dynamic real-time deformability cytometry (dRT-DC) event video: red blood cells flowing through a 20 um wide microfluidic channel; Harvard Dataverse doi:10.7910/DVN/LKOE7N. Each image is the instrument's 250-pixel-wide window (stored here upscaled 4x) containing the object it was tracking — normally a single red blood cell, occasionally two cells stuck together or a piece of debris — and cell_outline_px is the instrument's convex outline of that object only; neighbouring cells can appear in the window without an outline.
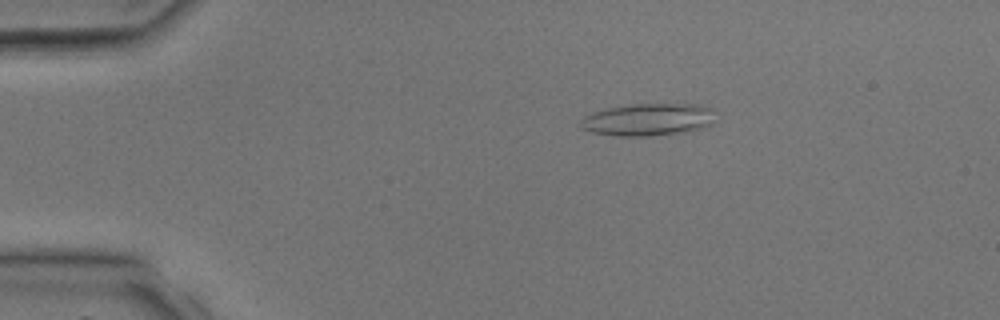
{"species": "common noctule bat (a hibernating species)", "species_latin": "Nyctalus noctula", "temperature_condition": "room temperature", "stored_images_in_passage": 3, "camera_frame_rate_fps": 3000, "um_per_image_px": 0.085, "animal": {"sex": "male", "body_mass_g": 17.9, "forearm_length_mm": 54.2}, "frame": {"image": 1, "passage_image": 2, "time_ms": 2.333, "image_size_px": [1000, 320], "cell_outline_px": [[712, 108], [708, 124], [704, 128], [684, 132], [648, 136], [616, 136], [592, 132], [580, 128], [580, 120], [584, 116], [592, 112], [604, 108], [632, 104], [696, 104]], "centroid_in_image_um": [54.98, 10.16], "position_along_channel_um": 30.0, "area_um2": 25.26}}